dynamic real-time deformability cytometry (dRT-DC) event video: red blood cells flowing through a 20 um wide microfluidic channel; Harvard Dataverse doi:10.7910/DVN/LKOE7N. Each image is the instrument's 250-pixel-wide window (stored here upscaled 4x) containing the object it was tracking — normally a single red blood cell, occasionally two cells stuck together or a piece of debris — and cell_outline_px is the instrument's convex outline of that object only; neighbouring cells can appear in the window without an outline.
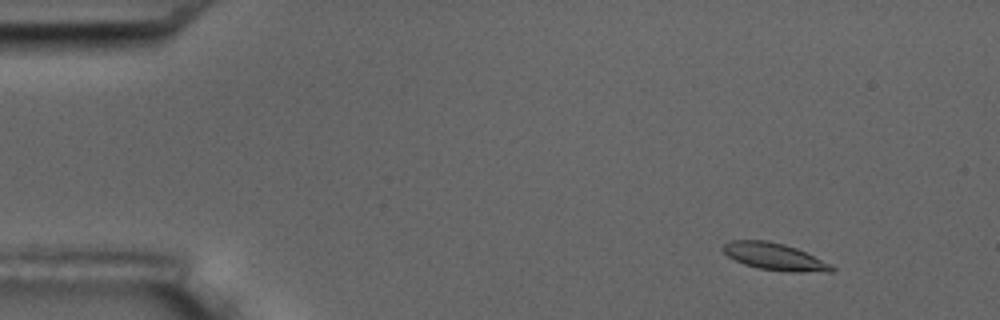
{"species": "common noctule bat (a hibernating species)", "species_latin": "Nyctalus noctula", "temperature_condition": "room temperature", "stored_images_in_passage": 5, "camera_frame_rate_fps": 3000, "um_per_image_px": 0.085, "animal": {"sex": "male", "body_mass_g": 17.5, "forearm_length_mm": 52.3}, "frame": {"image": 1, "passage_image": 1, "time_ms": 0.0, "image_size_px": [1000, 320], "cell_outline_px": [[836, 268], [832, 272], [788, 272], [760, 268], [744, 264], [728, 256], [720, 248], [724, 244], [732, 240], [768, 240], [784, 244], [796, 248], [832, 264]], "centroid_in_image_um": [65.86, 21.81], "position_along_channel_um": 19.1, "area_um2": 17.17}}
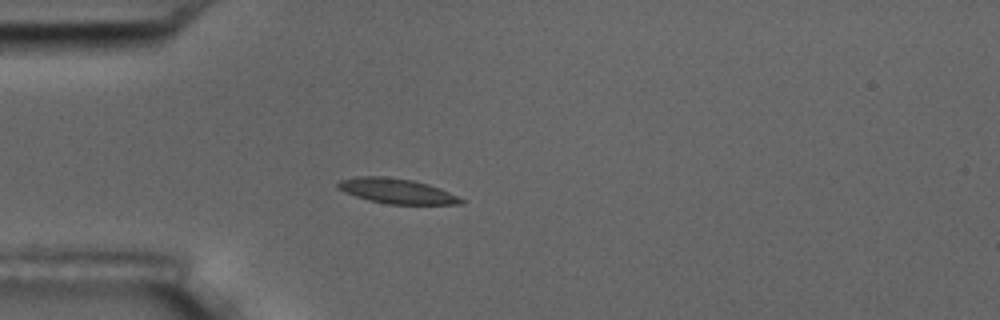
{"frame": {"image": 2, "passage_image": 4, "time_ms": 3.333, "image_size_px": [1000, 320], "cell_outline_px": [[464, 204], [388, 204], [368, 200], [344, 192], [336, 188], [336, 184], [340, 180], [356, 176], [384, 176], [412, 180], [428, 184], [440, 188], [464, 200]], "centroid_in_image_um": [33.67, 16.23], "position_along_channel_um": 51.3, "area_um2": 17.92}}